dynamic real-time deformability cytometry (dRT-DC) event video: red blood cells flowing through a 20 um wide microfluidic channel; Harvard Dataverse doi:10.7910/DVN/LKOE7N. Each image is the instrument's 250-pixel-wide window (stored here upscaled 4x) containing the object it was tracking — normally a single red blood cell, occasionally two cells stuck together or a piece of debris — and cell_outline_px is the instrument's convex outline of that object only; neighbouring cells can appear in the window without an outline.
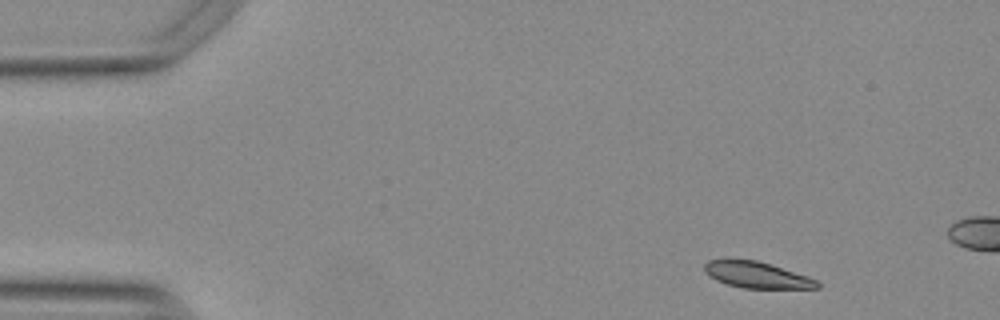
{"species": "Egyptian fruit bat (a non-hibernating species)", "species_latin": "Rousettus aegyptiacus", "temperature_condition": "warm", "stored_images_in_passage": 10, "camera_frame_rate_fps": 3000, "um_per_image_px": 0.085, "animal": {"sex": "female"}, "frame": {"image": 1, "passage_image": 1, "time_ms": 0.0, "image_size_px": [1000, 320], "cell_outline_px": [[820, 288], [744, 288], [728, 284], [716, 280], [708, 276], [704, 272], [704, 264], [708, 260], [724, 256], [732, 256], [756, 260], [808, 276], [816, 280], [820, 284]], "centroid_in_image_um": [64.21, 23.31], "position_along_channel_um": 20.8, "area_um2": 17.8}}